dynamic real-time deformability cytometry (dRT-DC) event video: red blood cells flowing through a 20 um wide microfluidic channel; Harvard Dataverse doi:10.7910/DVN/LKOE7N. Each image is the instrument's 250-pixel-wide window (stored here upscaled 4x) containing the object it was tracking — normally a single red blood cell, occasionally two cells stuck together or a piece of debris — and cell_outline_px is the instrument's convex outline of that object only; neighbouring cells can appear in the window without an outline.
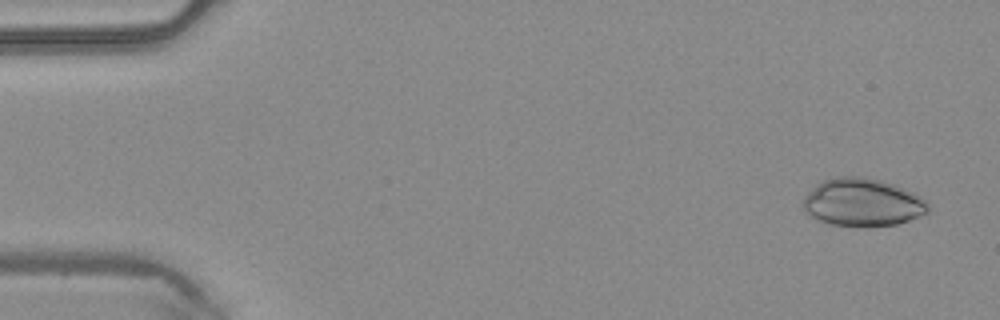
{"species": "common noctule bat (a hibernating species)", "species_latin": "Nyctalus noctula", "temperature_condition": "warm", "stored_images_in_passage": 12, "camera_frame_rate_fps": 3000, "um_per_image_px": 0.085, "animal": {"sex": "male", "body_mass_g": 20.4}, "frame": {"image": 1, "passage_image": 3, "time_ms": 0.667, "image_size_px": [1000, 320], "cell_outline_px": [[928, 212], [908, 220], [896, 224], [868, 228], [856, 228], [832, 224], [808, 216], [804, 212], [804, 196], [816, 184], [824, 180], [840, 176], [864, 176], [880, 180], [892, 184], [912, 192], [924, 200], [928, 204]], "centroid_in_image_um": [73.27, 17.23], "position_along_channel_um": 11.7, "area_um2": 35.03}}